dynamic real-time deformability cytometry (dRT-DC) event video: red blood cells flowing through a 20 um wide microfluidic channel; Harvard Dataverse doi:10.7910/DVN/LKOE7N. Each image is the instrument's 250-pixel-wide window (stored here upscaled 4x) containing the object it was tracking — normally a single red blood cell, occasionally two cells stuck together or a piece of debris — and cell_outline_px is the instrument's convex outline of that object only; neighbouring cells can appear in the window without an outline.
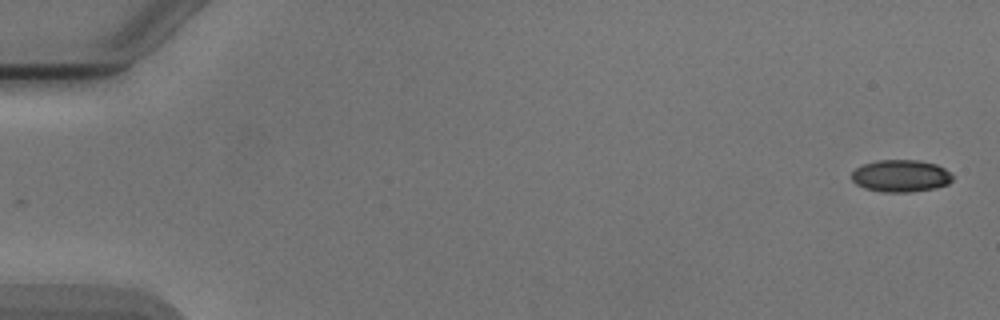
{"species": "Egyptian fruit bat (a non-hibernating species)", "species_latin": "Rousettus aegyptiacus", "temperature_condition": "cold", "stored_images_in_passage": 53, "camera_frame_rate_fps": 3000, "um_per_image_px": 0.085, "animal": {"sex": "male"}, "frame": {"image": 1, "passage_image": 1, "time_ms": 0.0, "image_size_px": [1000, 320], "cell_outline_px": [[952, 180], [948, 184], [936, 188], [912, 192], [884, 192], [864, 188], [856, 184], [852, 180], [852, 172], [856, 168], [864, 164], [876, 160], [920, 160], [936, 164], [944, 168], [952, 176]], "centroid_in_image_um": [76.56, 14.95], "position_along_channel_um": 8.4, "area_um2": 18.96}}
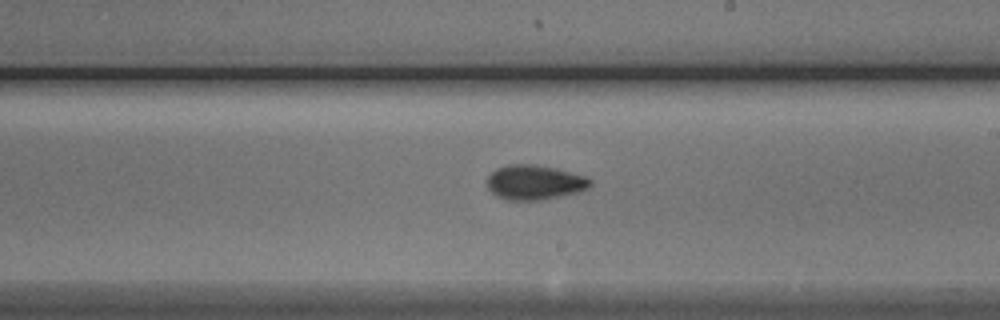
{"frame": {"image": 2, "passage_image": 31, "time_ms": 10.0, "image_size_px": [1000, 320], "cell_outline_px": [[592, 184], [588, 188], [580, 192], [540, 200], [508, 200], [496, 196], [488, 188], [488, 176], [496, 168], [508, 164], [536, 164], [556, 168], [588, 176], [592, 180]], "centroid_in_image_um": [45.48, 15.49], "position_along_channel_um": 243.5, "area_um2": 21.1}}
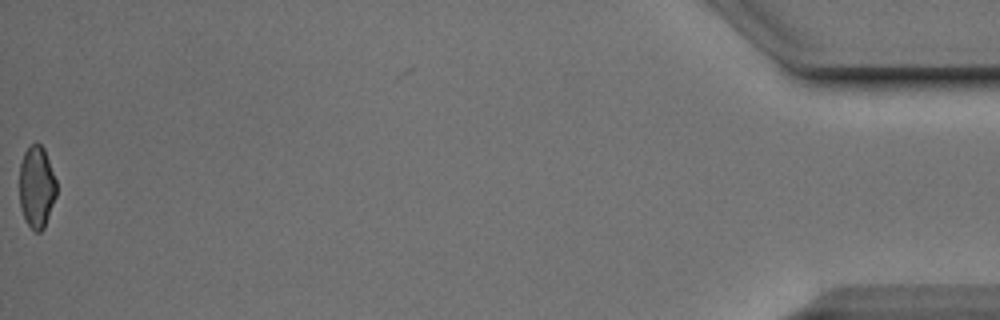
{"frame": {"image": 3, "passage_image": 53, "time_ms": 17.333, "image_size_px": [1000, 320], "cell_outline_px": [[56, 196], [44, 228], [40, 232], [36, 232], [24, 220], [20, 208], [20, 164], [24, 152], [36, 140], [44, 148], [56, 180]], "centroid_in_image_um": [3.11, 15.89], "position_along_channel_um": 432.1, "area_um2": 17.74}, "authors_computed_cell_mechanics": {"area_um2": 19.363, "velocity_mm_per_s": 3.8983, "shape_relaxation_time_tau1_ms": 3.1722, "shape_relaxation_time_tau2_ms": 2.6771, "deformation_change_tau1": 0.1007, "deformation_change_tau2": 0.0577}}